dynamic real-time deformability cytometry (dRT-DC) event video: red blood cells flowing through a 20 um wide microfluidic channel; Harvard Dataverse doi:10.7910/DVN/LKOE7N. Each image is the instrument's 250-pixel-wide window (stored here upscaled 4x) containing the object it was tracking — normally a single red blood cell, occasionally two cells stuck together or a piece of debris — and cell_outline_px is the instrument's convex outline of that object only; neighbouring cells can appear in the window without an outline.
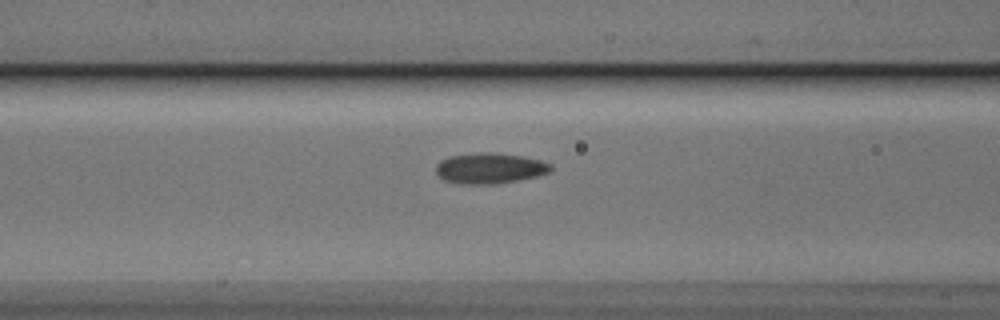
{"species": "Egyptian fruit bat (a non-hibernating species)", "species_latin": "Rousettus aegyptiacus", "temperature_condition": "cold", "stored_images_in_passage": 18, "camera_frame_rate_fps": 3000, "um_per_image_px": 0.085, "animal": {"sex": "male"}, "frame": {"image": 1, "passage_image": 16, "time_ms": 5.0, "image_size_px": [1000, 320], "cell_outline_px": [[552, 168], [548, 172], [536, 176], [516, 180], [492, 184], [460, 184], [444, 180], [436, 172], [436, 164], [440, 160], [448, 156], [480, 152], [496, 152], [524, 156], [540, 160], [552, 164]], "centroid_in_image_um": [41.6, 14.28], "position_along_channel_um": 125.0, "area_um2": 20.58}}